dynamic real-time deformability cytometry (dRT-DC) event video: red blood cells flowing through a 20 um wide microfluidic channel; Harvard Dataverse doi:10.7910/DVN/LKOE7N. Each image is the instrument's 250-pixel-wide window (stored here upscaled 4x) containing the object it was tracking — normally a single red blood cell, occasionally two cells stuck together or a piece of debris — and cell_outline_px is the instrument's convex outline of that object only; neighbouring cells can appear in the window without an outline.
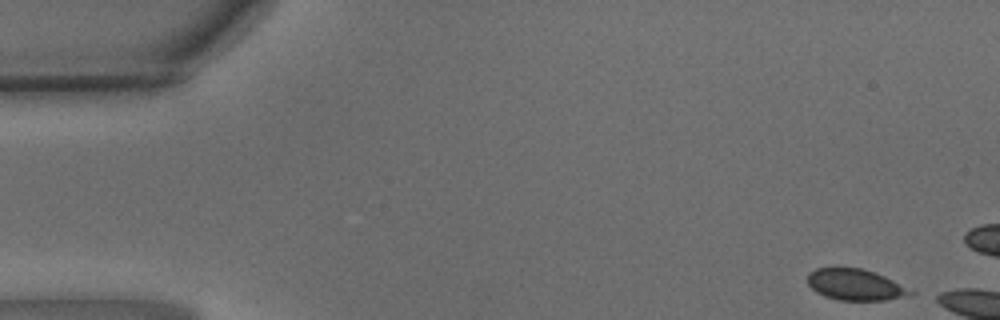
{"species": "common noctule bat (a hibernating species)", "species_latin": "Nyctalus noctula", "temperature_condition": "warm", "stored_images_in_passage": 6, "camera_frame_rate_fps": 3000, "um_per_image_px": 0.085, "animal": {"sex": "male", "body_mass_g": 15.6}, "frame": {"image": 1, "passage_image": 1, "time_ms": 0.0, "image_size_px": [1000, 320], "cell_outline_px": [[916, 292], [912, 296], [884, 300], [836, 300], [824, 296], [816, 292], [808, 284], [808, 272], [816, 268], [860, 268], [884, 276]], "centroid_in_image_um": [72.7, 24.21], "position_along_channel_um": 12.3, "area_um2": 18.67}}